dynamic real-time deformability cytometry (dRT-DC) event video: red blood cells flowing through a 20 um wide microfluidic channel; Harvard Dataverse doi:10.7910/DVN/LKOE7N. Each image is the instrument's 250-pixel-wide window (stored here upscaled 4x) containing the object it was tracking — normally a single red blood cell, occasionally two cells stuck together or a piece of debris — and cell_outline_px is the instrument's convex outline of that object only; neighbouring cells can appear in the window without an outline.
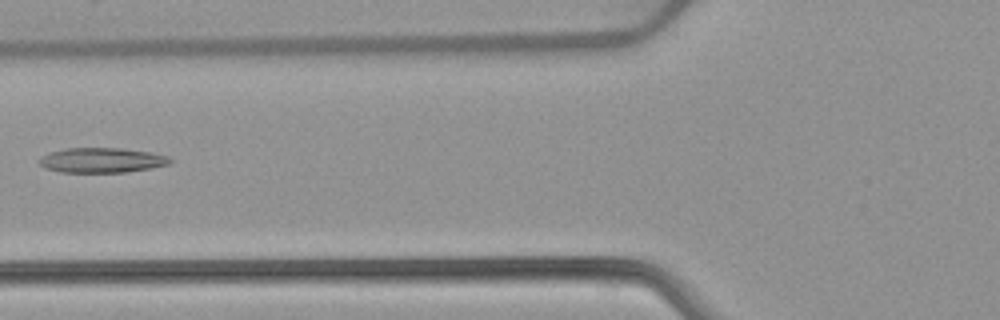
{"species": "common noctule bat (a hibernating species)", "species_latin": "Nyctalus noctula", "temperature_condition": "warm", "stored_images_in_passage": 5, "camera_frame_rate_fps": 3000, "um_per_image_px": 0.085, "animal": {"sex": "female", "body_mass_g": 22.7, "forearm_length_mm": 54.2}, "frame": {"image": 1, "passage_image": 5, "time_ms": 4.667, "image_size_px": [1000, 320], "cell_outline_px": [[172, 160], [168, 164], [152, 168], [124, 172], [60, 172], [44, 168], [36, 160], [40, 156], [48, 152], [68, 148], [120, 148], [152, 152], [168, 156]], "centroid_in_image_um": [8.6, 13.61], "position_along_channel_um": 117.2, "area_um2": 19.13}}